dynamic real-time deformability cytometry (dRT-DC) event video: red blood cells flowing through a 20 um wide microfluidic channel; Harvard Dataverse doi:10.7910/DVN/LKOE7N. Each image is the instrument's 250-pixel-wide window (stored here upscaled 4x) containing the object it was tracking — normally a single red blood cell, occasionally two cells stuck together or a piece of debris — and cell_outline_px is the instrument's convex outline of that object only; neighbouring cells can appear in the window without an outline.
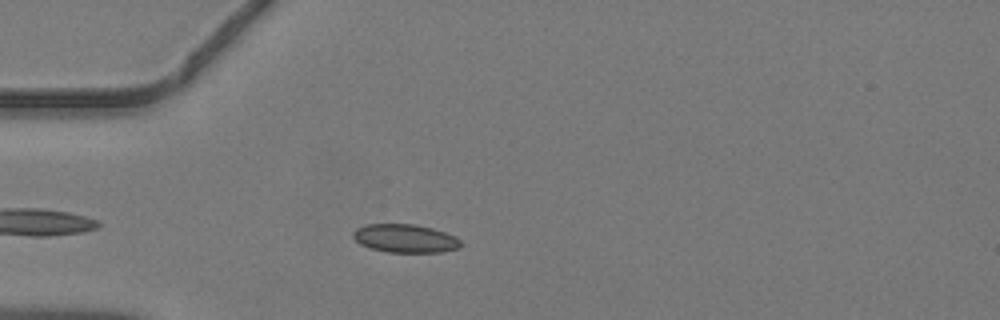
{"species": "common noctule bat (a hibernating species)", "species_latin": "Nyctalus noctula", "temperature_condition": "warm", "stored_images_in_passage": 34, "camera_frame_rate_fps": 3000, "um_per_image_px": 0.085, "animal": {"sex": "male", "body_mass_g": 19.2, "forearm_length_mm": 51.8}, "frame": {"image": 1, "passage_image": 7, "time_ms": 2.0, "image_size_px": [1000, 320], "cell_outline_px": [[460, 248], [440, 252], [384, 252], [368, 248], [360, 244], [352, 236], [352, 232], [356, 228], [364, 224], [416, 224], [432, 228], [456, 236], [460, 240]], "centroid_in_image_um": [34.4, 20.26], "position_along_channel_um": 50.6, "area_um2": 17.98}}
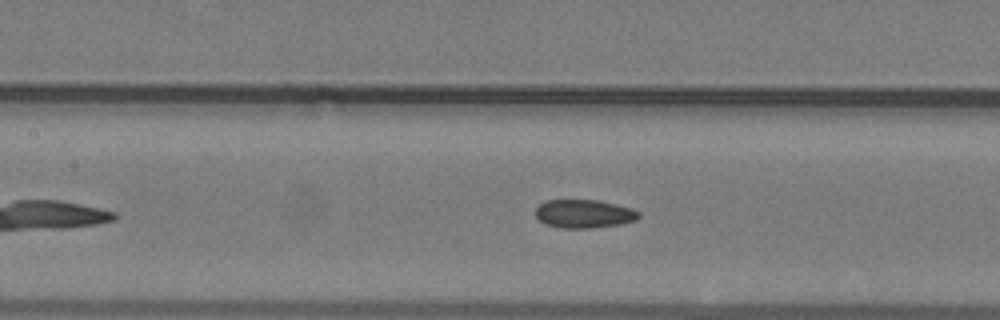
{"frame": {"image": 2, "passage_image": 15, "time_ms": 4.667, "image_size_px": [1000, 320], "cell_outline_px": [[640, 216], [636, 220], [620, 224], [592, 228], [560, 228], [544, 224], [536, 216], [536, 208], [544, 200], [596, 200], [616, 204], [632, 208], [640, 212]], "centroid_in_image_um": [49.64, 18.17], "position_along_channel_um": 157.8, "area_um2": 17.17}}
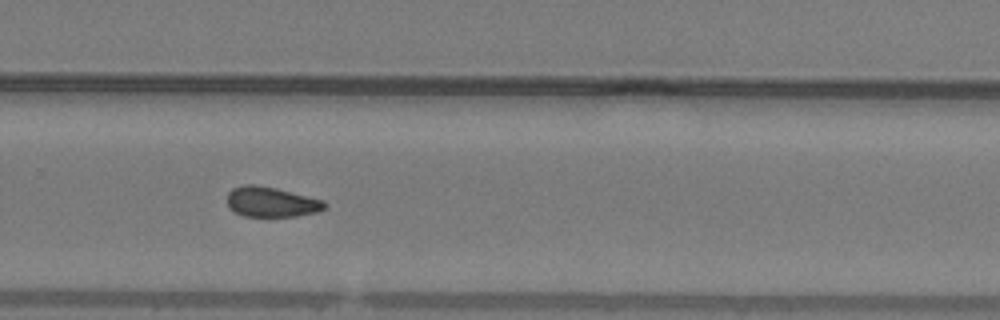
{"frame": {"image": 3, "passage_image": 25, "time_ms": 8.0, "image_size_px": [1000, 320], "cell_outline_px": [[328, 208], [316, 212], [296, 216], [244, 216], [228, 208], [228, 192], [232, 188], [244, 184], [256, 184], [276, 188], [324, 200], [328, 204]], "centroid_in_image_um": [23.08, 17.16], "position_along_channel_um": 306.7, "area_um2": 17.22}}